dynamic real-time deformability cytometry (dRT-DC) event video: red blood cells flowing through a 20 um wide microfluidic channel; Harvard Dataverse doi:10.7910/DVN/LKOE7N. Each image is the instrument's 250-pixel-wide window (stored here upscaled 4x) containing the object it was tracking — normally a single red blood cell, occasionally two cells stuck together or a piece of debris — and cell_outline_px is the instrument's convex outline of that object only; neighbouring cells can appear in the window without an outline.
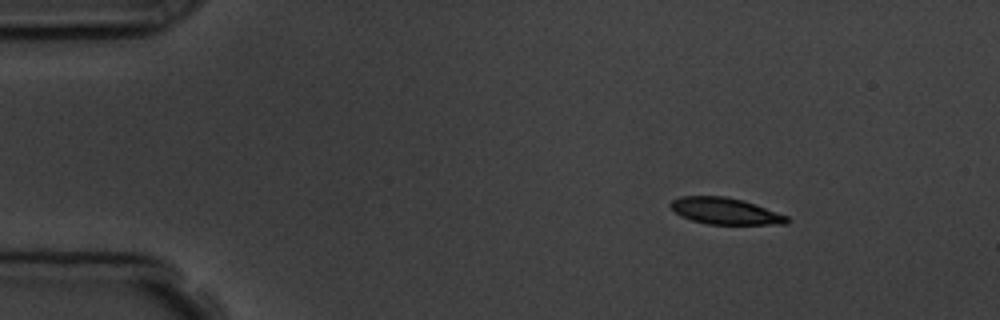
{"species": "common noctule bat (a hibernating species)", "species_latin": "Nyctalus noctula", "temperature_condition": "room temperature", "stored_images_in_passage": 4, "camera_frame_rate_fps": 3000, "um_per_image_px": 0.085, "animal": {"sex": "male", "body_mass_g": 19.5, "forearm_length_mm": 54.6}, "frame": {"image": 1, "passage_image": 1, "time_ms": 0.0, "image_size_px": [1000, 320], "cell_outline_px": [[788, 224], [708, 224], [692, 220], [680, 216], [668, 204], [672, 200], [680, 196], [724, 196], [744, 200], [756, 204], [788, 216]], "centroid_in_image_um": [61.63, 17.93], "position_along_channel_um": 23.4, "area_um2": 17.98}}
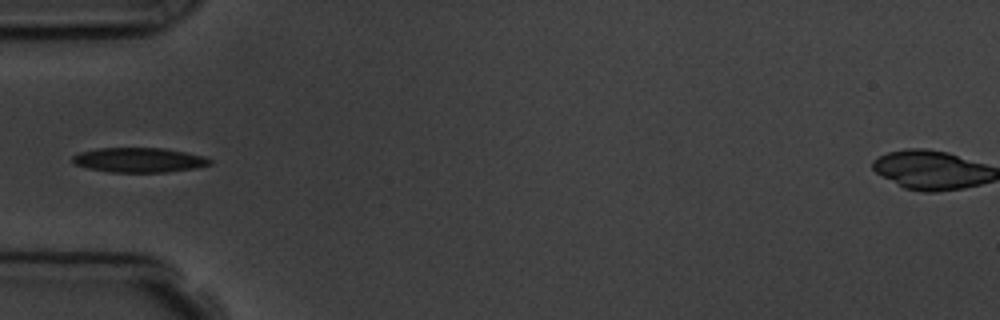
{"frame": {"image": 2, "passage_image": 3, "time_ms": 3.333, "image_size_px": [1000, 320], "cell_outline_px": [[212, 164], [196, 168], [168, 172], [112, 172], [88, 168], [76, 164], [72, 160], [72, 156], [80, 152], [100, 148], [164, 148], [204, 156], [212, 160]], "centroid_in_image_um": [11.85, 13.6], "position_along_channel_um": 73.1, "area_um2": 19.65}}